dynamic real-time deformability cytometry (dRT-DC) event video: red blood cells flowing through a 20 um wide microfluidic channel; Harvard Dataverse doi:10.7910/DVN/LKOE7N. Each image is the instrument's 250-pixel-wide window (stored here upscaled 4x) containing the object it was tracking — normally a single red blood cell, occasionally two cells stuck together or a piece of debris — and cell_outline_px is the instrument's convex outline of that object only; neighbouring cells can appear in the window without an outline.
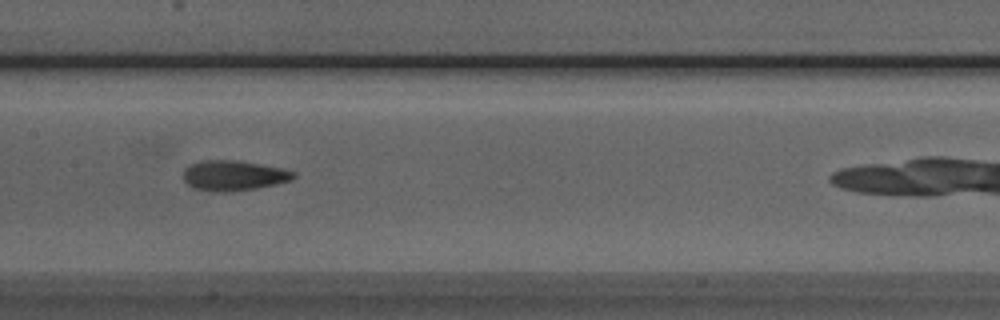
{"species": "Egyptian fruit bat (a non-hibernating species)", "species_latin": "Rousettus aegyptiacus", "temperature_condition": "room temperature", "stored_images_in_passage": 35, "camera_frame_rate_fps": 3000, "um_per_image_px": 0.085, "animal": {"sex": "male"}, "frame": {"image": 1, "passage_image": 18, "time_ms": 5.667, "image_size_px": [1000, 320], "cell_outline_px": [[296, 176], [292, 180], [276, 184], [256, 188], [228, 192], [212, 192], [192, 188], [184, 180], [184, 168], [200, 160], [236, 160], [284, 168], [296, 172]], "centroid_in_image_um": [19.87, 14.92], "position_along_channel_um": 187.5, "area_um2": 19.59}}
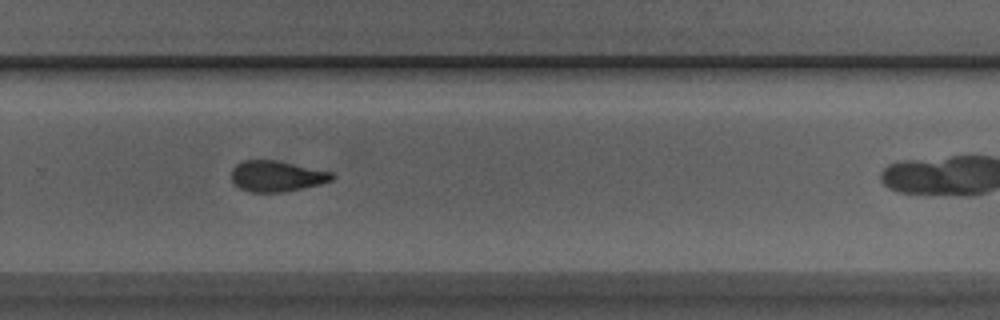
{"frame": {"image": 2, "passage_image": 27, "time_ms": 8.667, "image_size_px": [1000, 320], "cell_outline_px": [[336, 176], [332, 180], [320, 184], [304, 188], [284, 192], [248, 192], [240, 188], [232, 180], [232, 168], [236, 164], [244, 160], [280, 160], [332, 172]], "centroid_in_image_um": [23.54, 14.97], "position_along_channel_um": 306.3, "area_um2": 18.26}}
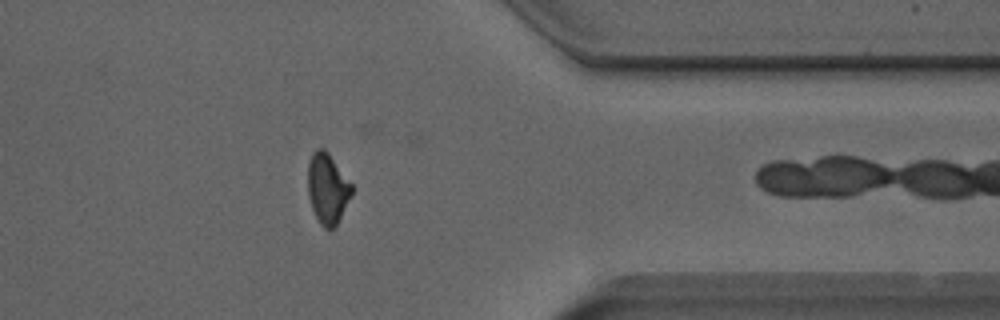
{"frame": {"image": 3, "passage_image": 34, "time_ms": 11.0, "image_size_px": [1000, 320], "cell_outline_px": [[352, 192], [336, 224], [332, 228], [324, 228], [320, 224], [312, 208], [308, 196], [308, 160], [312, 152], [316, 148], [324, 148], [328, 152], [352, 184]], "centroid_in_image_um": [27.8, 15.97], "position_along_channel_um": 383.6, "area_um2": 17.74}}